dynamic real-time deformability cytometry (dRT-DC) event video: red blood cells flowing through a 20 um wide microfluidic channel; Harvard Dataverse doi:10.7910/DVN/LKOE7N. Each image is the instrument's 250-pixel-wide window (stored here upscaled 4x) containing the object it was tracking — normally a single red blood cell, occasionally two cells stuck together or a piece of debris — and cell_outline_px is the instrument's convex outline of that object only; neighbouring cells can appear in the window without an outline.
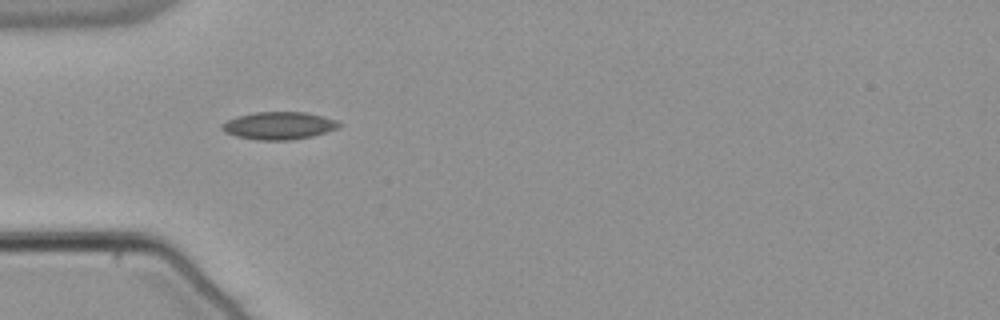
{"species": "common noctule bat (a hibernating species)", "species_latin": "Nyctalus noctula", "temperature_condition": "warm", "stored_images_in_passage": 38, "camera_frame_rate_fps": 3000, "um_per_image_px": 0.085, "animal": {"sex": "male", "body_mass_g": 21.5, "forearm_length_mm": 52.0}, "frame": {"image": 1, "passage_image": 1, "time_ms": 0.0, "image_size_px": [1000, 320], "cell_outline_px": [[340, 124], [336, 128], [312, 136], [288, 140], [256, 140], [236, 136], [224, 132], [220, 128], [220, 124], [236, 116], [256, 112], [308, 112], [336, 120]], "centroid_in_image_um": [23.64, 10.67], "position_along_channel_um": 61.4, "area_um2": 18.73}}
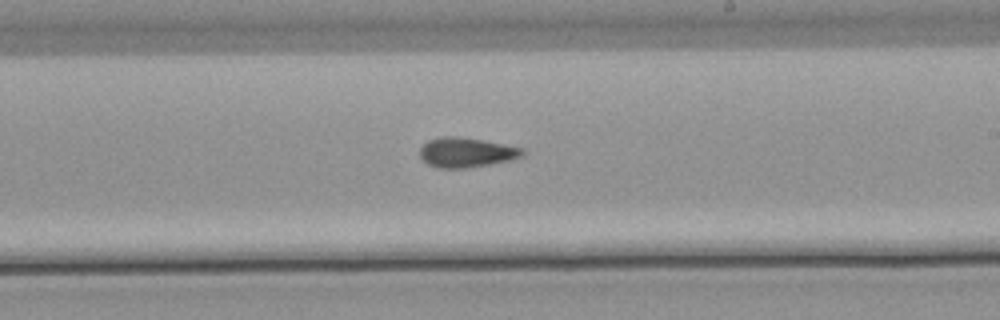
{"frame": {"image": 2, "passage_image": 16, "time_ms": 5.0, "image_size_px": [1000, 320], "cell_outline_px": [[524, 156], [512, 160], [492, 164], [468, 168], [436, 168], [428, 164], [420, 156], [420, 148], [428, 140], [440, 136], [456, 136], [484, 140], [524, 148]], "centroid_in_image_um": [39.66, 12.96], "position_along_channel_um": 249.3, "area_um2": 18.03}}
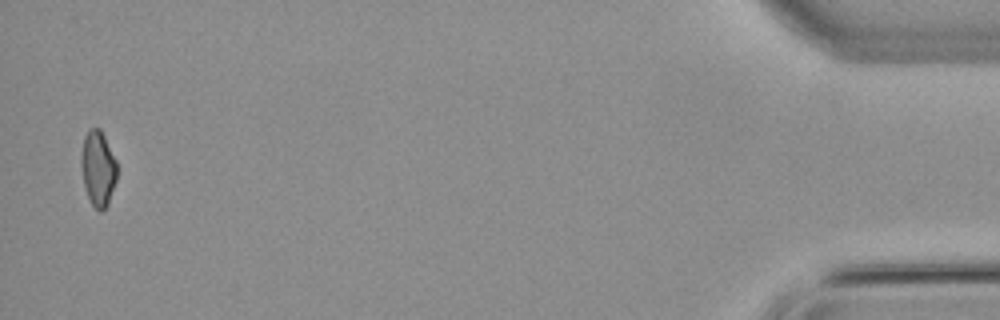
{"frame": {"image": 3, "passage_image": 37, "time_ms": 12.0, "image_size_px": [1000, 320], "cell_outline_px": [[116, 180], [108, 204], [100, 212], [92, 204], [88, 196], [84, 184], [80, 160], [84, 136], [88, 128], [100, 128], [116, 160]], "centroid_in_image_um": [8.32, 14.29], "position_along_channel_um": 426.9, "area_um2": 15.55}, "authors_computed_cell_mechanics": {"area_um2": 17.1088, "velocity_mm_per_s": 3.8206, "shape_relaxation_time_tau1_ms": null, "shape_relaxation_time_tau2_ms": 5.194, "deformation_change_tau1": null, "deformation_change_tau2": 0.1006}}